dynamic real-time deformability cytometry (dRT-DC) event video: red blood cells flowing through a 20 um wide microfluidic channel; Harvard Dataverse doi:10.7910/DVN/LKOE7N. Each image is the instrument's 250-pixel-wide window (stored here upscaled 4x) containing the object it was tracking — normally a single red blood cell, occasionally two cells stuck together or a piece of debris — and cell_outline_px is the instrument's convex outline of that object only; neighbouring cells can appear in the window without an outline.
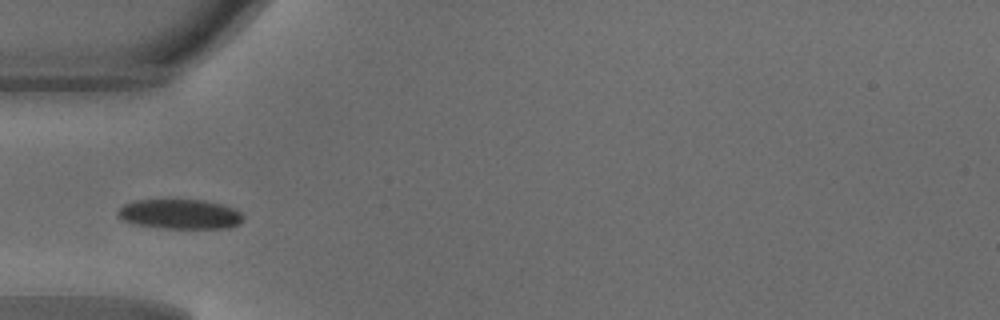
{"species": "common noctule bat (a hibernating species)", "species_latin": "Nyctalus noctula", "temperature_condition": "warm", "stored_images_in_passage": 19, "camera_frame_rate_fps": 3000, "um_per_image_px": 0.085, "animal": {"sex": "male", "body_mass_g": 18.8}, "frame": {"image": 1, "passage_image": 1, "time_ms": 0.0, "image_size_px": [1000, 320], "cell_outline_px": [[244, 220], [240, 224], [228, 228], [160, 228], [136, 224], [124, 220], [116, 212], [124, 204], [136, 200], [204, 200], [224, 204], [236, 208], [244, 216]], "centroid_in_image_um": [15.37, 18.2], "position_along_channel_um": 69.6, "area_um2": 21.85}}
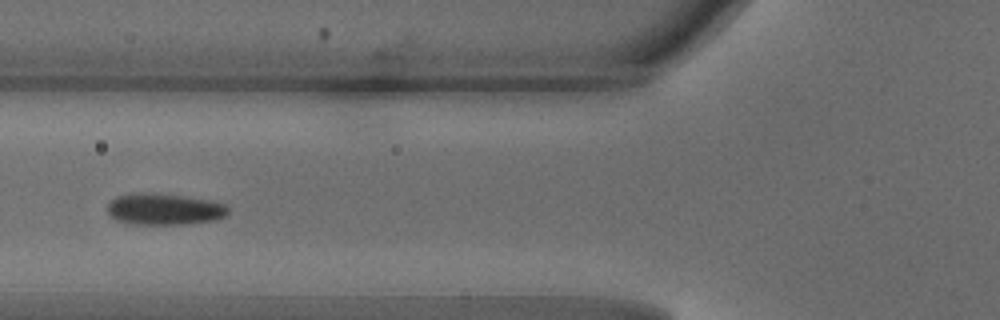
{"frame": {"image": 2, "passage_image": 4, "time_ms": 1.0, "image_size_px": [1000, 320], "cell_outline_px": [[228, 212], [224, 216], [216, 220], [188, 224], [128, 224], [116, 220], [108, 212], [108, 204], [116, 196], [140, 192], [152, 192], [208, 200], [224, 204], [228, 208]], "centroid_in_image_um": [13.94, 17.78], "position_along_channel_um": 111.9, "area_um2": 22.08}}